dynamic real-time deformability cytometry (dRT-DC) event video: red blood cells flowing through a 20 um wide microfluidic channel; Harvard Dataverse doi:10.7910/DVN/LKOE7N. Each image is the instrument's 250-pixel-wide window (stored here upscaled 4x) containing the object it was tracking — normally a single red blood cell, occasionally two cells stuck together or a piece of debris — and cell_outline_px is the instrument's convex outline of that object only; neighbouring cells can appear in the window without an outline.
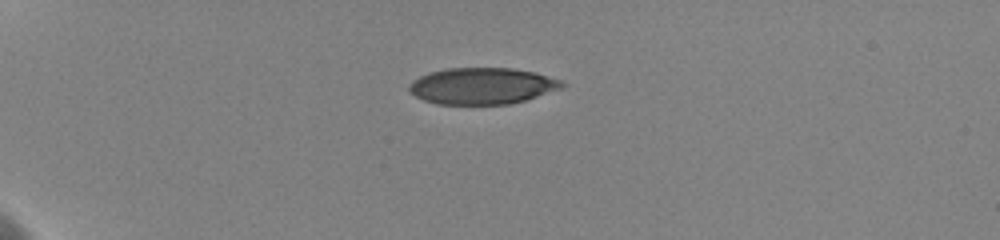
{"species": "human", "species_latin": "Homo sapiens", "temperature_condition": "cold", "stored_images_in_passage": 8, "camera_frame_rate_fps": 3000, "um_per_image_px": 0.085, "donor": {"sex": "female"}, "frame": {"image": 1, "passage_image": 1, "time_ms": 0.0, "image_size_px": [1000, 240], "cell_outline_px": [[568, 84], [564, 88], [524, 100], [508, 104], [436, 104], [424, 100], [408, 92], [408, 84], [412, 80], [428, 72], [448, 68], [512, 68], [536, 72], [564, 80]], "centroid_in_image_um": [41.01, 7.3], "position_along_channel_um": 44.0, "area_um2": 32.89}}